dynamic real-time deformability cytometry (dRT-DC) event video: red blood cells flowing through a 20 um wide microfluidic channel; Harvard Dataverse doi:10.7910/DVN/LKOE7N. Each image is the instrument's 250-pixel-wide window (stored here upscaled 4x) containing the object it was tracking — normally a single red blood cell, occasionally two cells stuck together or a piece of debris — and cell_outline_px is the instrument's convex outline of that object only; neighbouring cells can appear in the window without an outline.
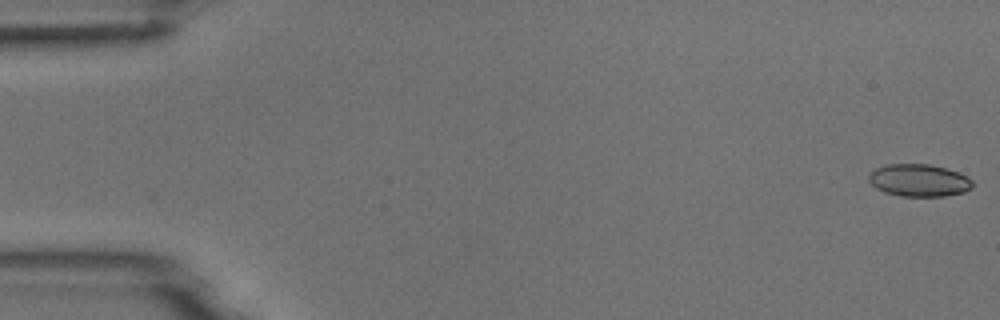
{"species": "common noctule bat (a hibernating species)", "species_latin": "Nyctalus noctula", "temperature_condition": "room temperature", "stored_images_in_passage": 55, "segment_of_instrument_passage": [1, 2], "camera_frame_rate_fps": 3000, "um_per_image_px": 0.085, "animal": {"sex": "male", "body_mass_g": 18.8}, "frame": {"image": 1, "passage_image": 1, "time_ms": 0.0, "image_size_px": [1000, 320], "cell_outline_px": [[972, 188], [964, 192], [944, 196], [900, 196], [884, 192], [876, 188], [868, 180], [868, 176], [876, 168], [888, 164], [928, 164], [944, 168], [968, 176], [972, 180]], "centroid_in_image_um": [78.11, 15.33], "position_along_channel_um": 6.9, "area_um2": 19.48}}
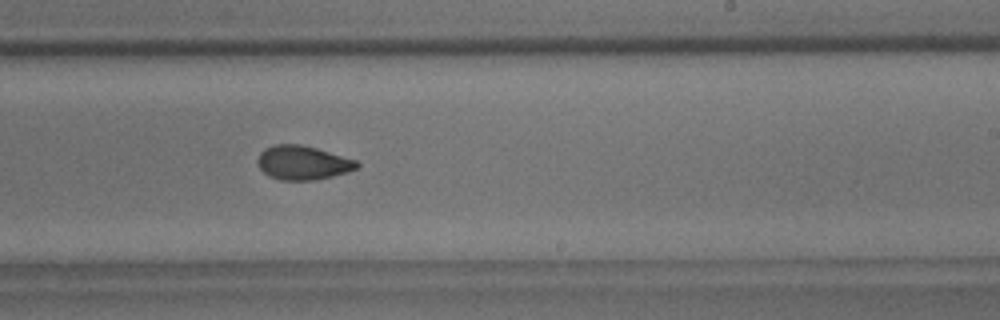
{"frame": {"image": 2, "passage_image": 33, "time_ms": 10.667, "image_size_px": [1000, 320], "cell_outline_px": [[360, 164], [356, 168], [348, 172], [316, 180], [280, 180], [268, 176], [256, 164], [256, 160], [260, 152], [264, 148], [276, 144], [300, 144], [316, 148], [356, 160]], "centroid_in_image_um": [25.7, 13.83], "position_along_channel_um": 263.3, "area_um2": 19.77}}
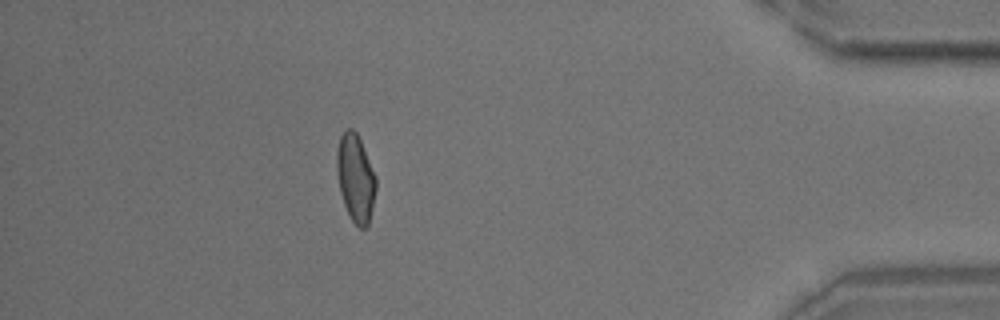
{"frame": {"image": 3, "passage_image": 48, "time_ms": 15.667, "image_size_px": [1000, 320], "cell_outline_px": [[376, 188], [372, 208], [368, 224], [364, 228], [360, 228], [352, 220], [344, 204], [340, 192], [336, 172], [336, 152], [340, 136], [348, 128], [352, 128], [356, 132], [360, 140], [376, 176]], "centroid_in_image_um": [30.21, 15.11], "position_along_channel_um": 405.0, "area_um2": 19.83}}